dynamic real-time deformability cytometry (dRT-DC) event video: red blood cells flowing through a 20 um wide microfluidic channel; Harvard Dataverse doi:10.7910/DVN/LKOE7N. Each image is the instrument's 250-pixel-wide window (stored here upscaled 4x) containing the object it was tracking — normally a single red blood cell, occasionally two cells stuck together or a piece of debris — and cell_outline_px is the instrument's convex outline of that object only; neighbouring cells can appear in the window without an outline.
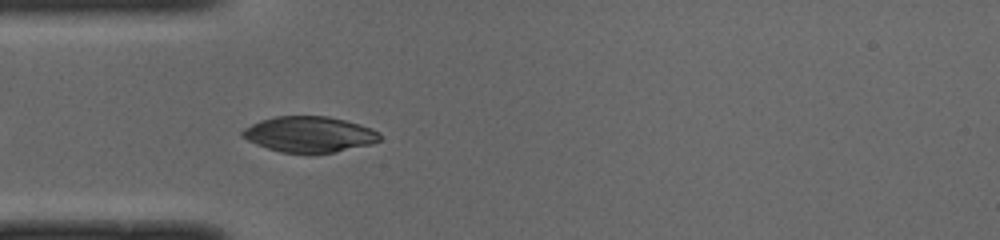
{"species": "common noctule bat (a hibernating species)", "species_latin": "Nyctalus noctula", "temperature_condition": "cold", "stored_images_in_passage": 11, "camera_frame_rate_fps": 3000, "um_per_image_px": 0.085, "animal": {"sex": "male", "body_mass_g": 19.0, "forearm_length_mm": 50.8}, "frame": {"image": 1, "passage_image": 4, "time_ms": 1.0, "image_size_px": [1000, 240], "cell_outline_px": [[380, 140], [372, 144], [332, 152], [308, 156], [280, 152], [256, 144], [240, 136], [240, 132], [244, 128], [260, 120], [276, 116], [328, 116], [360, 124], [372, 128], [380, 132]], "centroid_in_image_um": [26.28, 11.44], "position_along_channel_um": 58.7, "area_um2": 29.19}}
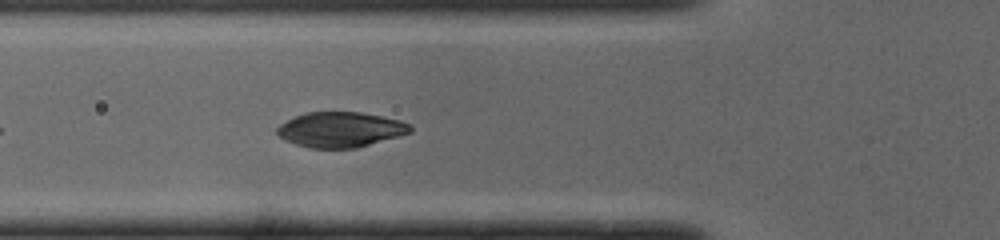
{"frame": {"image": 2, "passage_image": 7, "time_ms": 2.0, "image_size_px": [1000, 240], "cell_outline_px": [[412, 132], [356, 148], [308, 148], [284, 140], [276, 132], [276, 128], [280, 124], [296, 116], [308, 112], [360, 112], [400, 120], [412, 124]], "centroid_in_image_um": [28.94, 11.02], "position_along_channel_um": 96.9, "area_um2": 27.22}}